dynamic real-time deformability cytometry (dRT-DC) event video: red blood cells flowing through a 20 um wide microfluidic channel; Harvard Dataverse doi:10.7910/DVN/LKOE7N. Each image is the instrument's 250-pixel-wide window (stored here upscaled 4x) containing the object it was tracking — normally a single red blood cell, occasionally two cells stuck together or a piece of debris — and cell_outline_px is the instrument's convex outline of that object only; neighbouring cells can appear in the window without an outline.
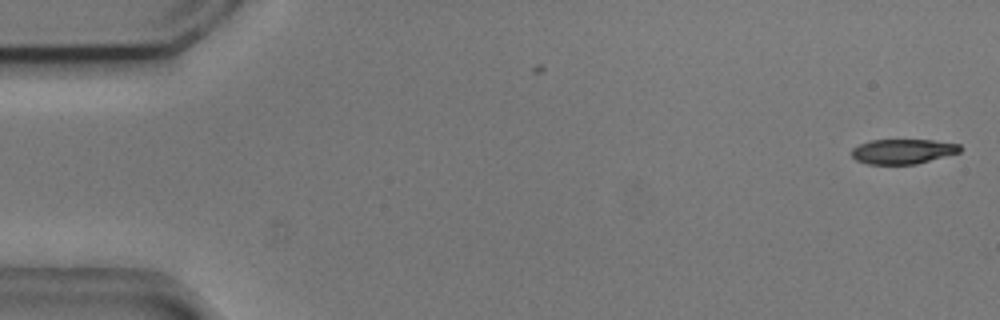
{"species": "common noctule bat (a hibernating species)", "species_latin": "Nyctalus noctula", "temperature_condition": "cold", "stored_images_in_passage": 54, "camera_frame_rate_fps": 3000, "um_per_image_px": 0.085, "animal": {"sex": "male", "body_mass_g": 20.5, "forearm_length_mm": 52.5}, "frame": {"image": 1, "passage_image": 1, "time_ms": 0.0, "image_size_px": [1000, 320], "cell_outline_px": [[964, 148], [960, 152], [916, 164], [868, 164], [856, 160], [852, 156], [852, 148], [860, 144], [872, 140], [932, 140], [960, 144]], "centroid_in_image_um": [76.77, 12.87], "position_along_channel_um": 8.2, "area_um2": 15.66}}
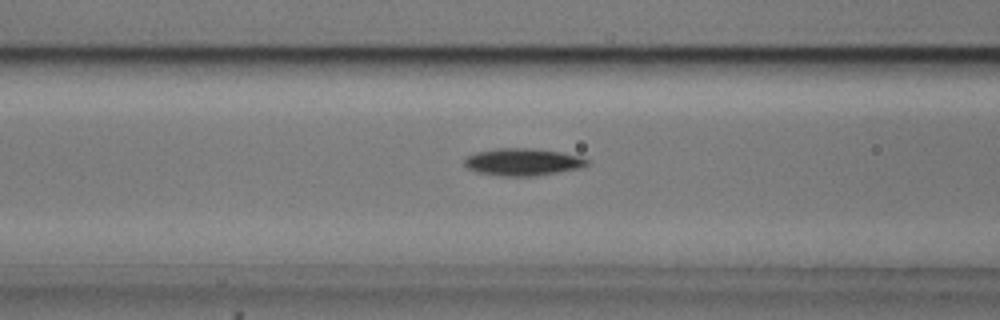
{"frame": {"image": 2, "passage_image": 21, "time_ms": 6.667, "image_size_px": [1000, 320], "cell_outline_px": [[588, 164], [584, 168], [536, 176], [500, 176], [476, 172], [468, 168], [464, 164], [464, 160], [468, 156], [476, 152], [496, 148], [532, 148], [560, 152], [580, 156], [588, 160]], "centroid_in_image_um": [44.46, 13.77], "position_along_channel_um": 122.1, "area_um2": 19.65}}
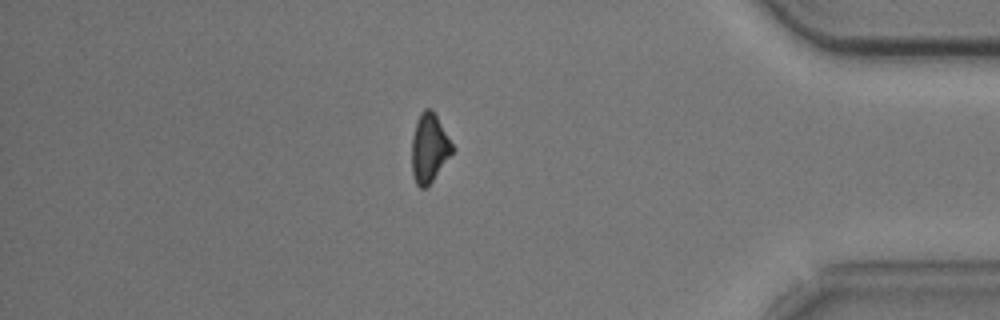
{"frame": {"image": 3, "passage_image": 46, "time_ms": 15.0, "image_size_px": [1000, 320], "cell_outline_px": [[456, 148], [432, 180], [424, 188], [420, 188], [416, 184], [412, 172], [412, 136], [416, 120], [420, 112], [424, 108], [432, 108]], "centroid_in_image_um": [36.49, 12.53], "position_along_channel_um": 398.7, "area_um2": 16.36}, "authors_computed_cell_mechanics": {"area_um2": 17.8024, "velocity_mm_per_s": 3.7329, "shape_relaxation_time_tau1_ms": 2.4017, "shape_relaxation_time_tau2_ms": null, "deformation_change_tau1": 0.1126, "deformation_change_tau2": null}}